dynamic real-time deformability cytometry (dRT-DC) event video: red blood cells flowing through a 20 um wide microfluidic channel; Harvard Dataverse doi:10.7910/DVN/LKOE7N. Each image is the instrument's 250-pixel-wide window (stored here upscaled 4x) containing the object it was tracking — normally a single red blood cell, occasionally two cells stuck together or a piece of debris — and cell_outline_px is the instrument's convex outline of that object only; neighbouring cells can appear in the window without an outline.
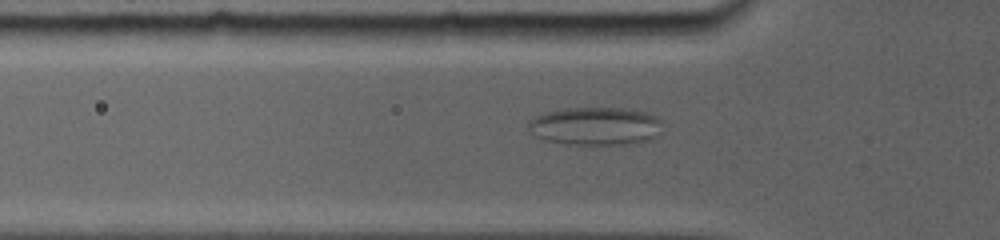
{"species": "common noctule bat (a hibernating species)", "species_latin": "Nyctalus noctula", "temperature_condition": "room temperature", "stored_images_in_passage": 20, "camera_frame_rate_fps": 5000, "um_per_image_px": 0.085, "animal": {"sex": "female", "body_mass_g": 19.0, "forearm_length_mm": 56.7}, "frame": {"image": 1, "passage_image": 3, "time_ms": 0.6, "image_size_px": [1000, 240], "cell_outline_px": [[660, 120], [656, 136], [648, 140], [636, 144], [564, 144], [544, 140], [528, 132], [528, 120], [536, 116], [548, 112], [564, 108], [632, 108], [656, 116]], "centroid_in_image_um": [50.56, 10.72], "position_along_channel_um": 75.2, "area_um2": 29.82}}
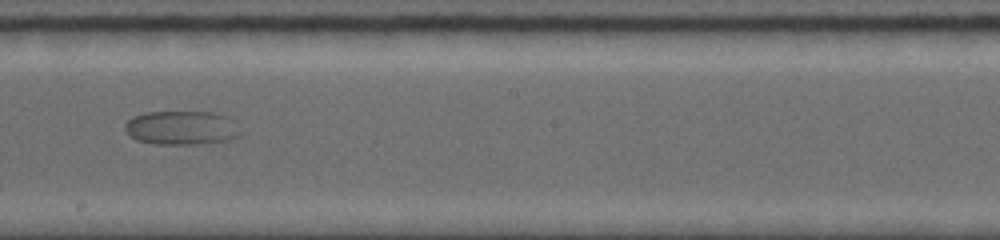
{"frame": {"image": 2, "passage_image": 11, "time_ms": 5.0, "image_size_px": [1000, 240], "cell_outline_px": [[244, 132], [240, 136], [232, 140], [196, 144], [152, 144], [136, 140], [128, 136], [124, 128], [124, 124], [132, 116], [144, 112], [216, 112], [228, 116], [236, 120]], "centroid_in_image_um": [15.49, 10.86], "position_along_channel_um": 232.7, "area_um2": 23.7}}
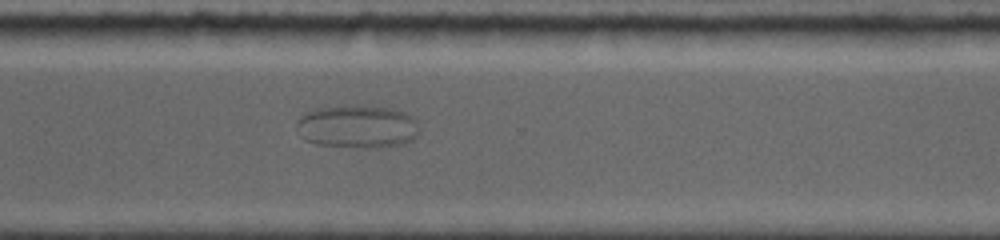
{"frame": {"image": 3, "passage_image": 15, "time_ms": 8.0, "image_size_px": [1000, 240], "cell_outline_px": [[420, 132], [412, 140], [400, 144], [384, 148], [364, 148], [316, 144], [304, 140], [300, 136], [296, 124], [296, 120], [300, 116], [316, 108], [356, 104], [388, 108], [404, 112], [412, 116], [416, 120], [420, 128]], "centroid_in_image_um": [30.38, 10.76], "position_along_channel_um": 340.2, "area_um2": 31.33}}